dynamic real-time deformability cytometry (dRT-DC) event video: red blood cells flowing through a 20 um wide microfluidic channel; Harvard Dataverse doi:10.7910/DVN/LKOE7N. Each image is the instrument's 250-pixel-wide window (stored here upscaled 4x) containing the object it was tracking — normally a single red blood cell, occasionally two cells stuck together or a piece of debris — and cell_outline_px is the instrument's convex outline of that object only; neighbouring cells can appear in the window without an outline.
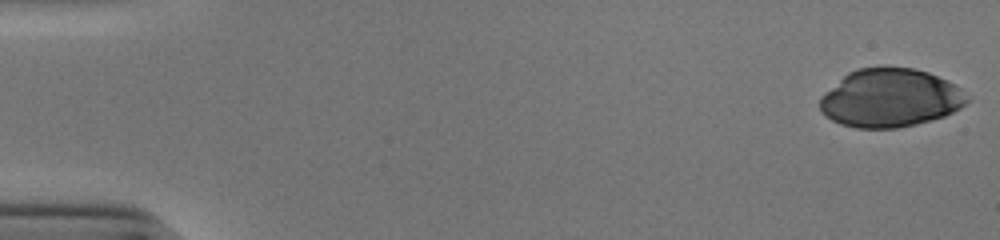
{"species": "human", "species_latin": "Homo sapiens", "temperature_condition": "cold", "stored_images_in_passage": 46, "camera_frame_rate_fps": 3000, "um_per_image_px": 0.085, "donor": {"sex": "male"}, "frame": {"image": 1, "passage_image": 1, "time_ms": 0.0, "image_size_px": [1000, 240], "cell_outline_px": [[972, 96], [960, 108], [944, 116], [916, 124], [896, 128], [856, 128], [840, 124], [832, 120], [820, 112], [820, 96], [824, 92], [848, 72], [860, 68], [884, 64], [888, 64], [916, 68], [928, 72], [948, 80]], "centroid_in_image_um": [75.67, 8.29], "position_along_channel_um": 9.3, "area_um2": 50.98}}
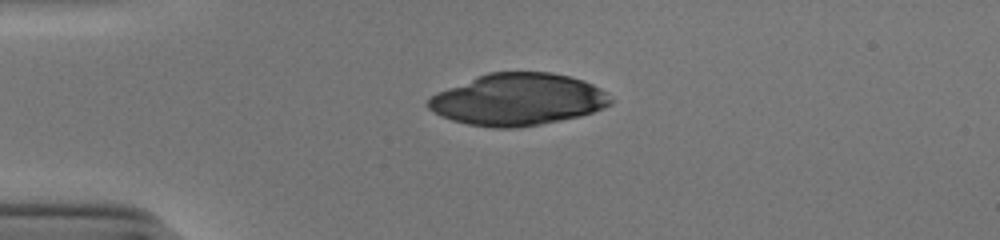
{"frame": {"image": 2, "passage_image": 13, "time_ms": 4.0, "image_size_px": [1000, 240], "cell_outline_px": [[616, 100], [612, 104], [592, 112], [580, 116], [540, 124], [516, 128], [492, 128], [468, 124], [452, 120], [440, 116], [428, 108], [428, 100], [436, 92], [488, 72], [552, 72], [584, 80], [608, 92]], "centroid_in_image_um": [44.06, 8.46], "position_along_channel_um": 40.9, "area_um2": 55.37}}